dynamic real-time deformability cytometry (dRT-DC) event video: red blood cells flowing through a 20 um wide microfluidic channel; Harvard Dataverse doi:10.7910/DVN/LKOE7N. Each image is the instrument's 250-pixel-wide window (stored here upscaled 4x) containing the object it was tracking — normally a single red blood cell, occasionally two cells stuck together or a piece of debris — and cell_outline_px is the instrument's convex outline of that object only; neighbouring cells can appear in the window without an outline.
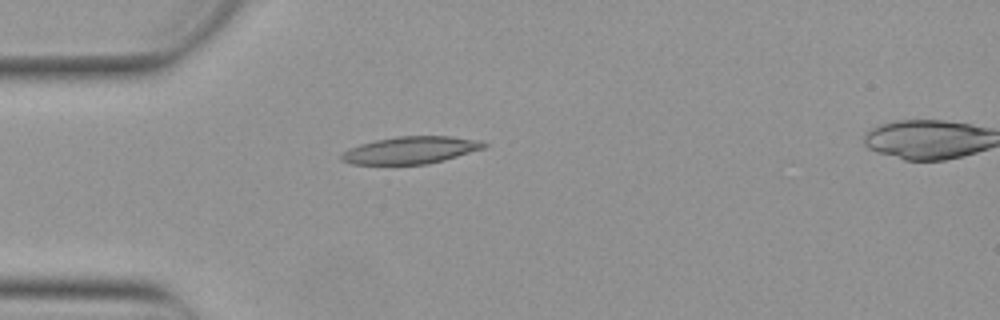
{"species": "Egyptian fruit bat (a non-hibernating species)", "species_latin": "Rousettus aegyptiacus", "temperature_condition": "warm", "stored_images_in_passage": 39, "camera_frame_rate_fps": 3000, "um_per_image_px": 0.085, "animal": {"sex": "female"}, "frame": {"image": 1, "passage_image": 1, "time_ms": 0.0, "image_size_px": [1000, 320], "cell_outline_px": [[488, 144], [484, 148], [444, 160], [428, 164], [352, 164], [340, 160], [340, 156], [348, 148], [360, 144], [376, 140], [396, 136], [452, 136], [480, 140]], "centroid_in_image_um": [34.91, 12.75], "position_along_channel_um": 50.1, "area_um2": 22.6}}
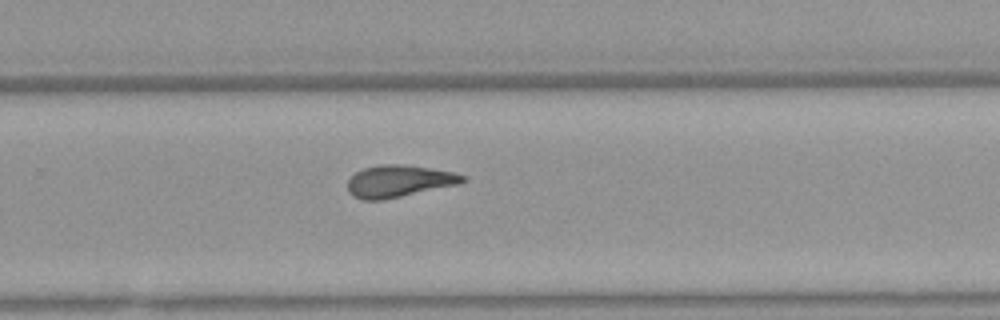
{"frame": {"image": 2, "passage_image": 21, "time_ms": 6.667, "image_size_px": [1000, 320], "cell_outline_px": [[468, 180], [460, 184], [384, 200], [360, 200], [352, 196], [348, 192], [348, 180], [356, 172], [364, 168], [380, 164], [404, 164], [456, 172], [468, 176]], "centroid_in_image_um": [33.95, 15.4], "position_along_channel_um": 295.9, "area_um2": 21.85}}
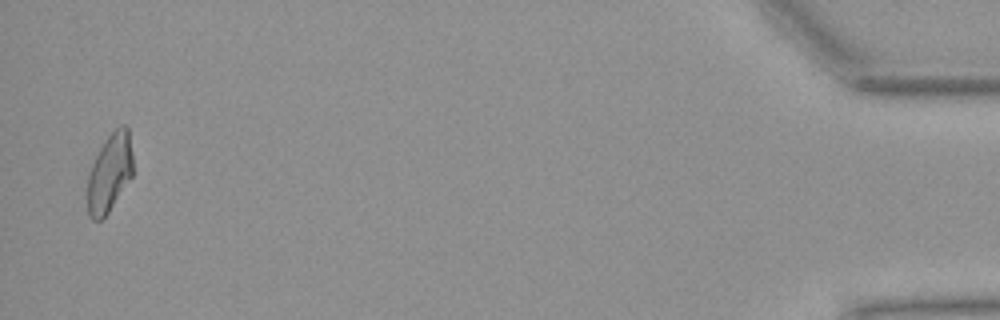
{"frame": {"image": 3, "passage_image": 38, "time_ms": 12.333, "image_size_px": [1000, 320], "cell_outline_px": [[132, 176], [108, 212], [100, 220], [92, 220], [88, 216], [88, 172], [104, 140], [120, 124], [124, 124], [128, 128], [132, 152]], "centroid_in_image_um": [9.32, 14.67], "position_along_channel_um": 425.9, "area_um2": 20.58}, "authors_computed_cell_mechanics": {"area_um2": 21.2704, "velocity_mm_per_s": 3.8752, "shape_relaxation_time_tau1_ms": null, "shape_relaxation_time_tau2_ms": 3.1395, "deformation_change_tau1": null, "deformation_change_tau2": 0.1252}}